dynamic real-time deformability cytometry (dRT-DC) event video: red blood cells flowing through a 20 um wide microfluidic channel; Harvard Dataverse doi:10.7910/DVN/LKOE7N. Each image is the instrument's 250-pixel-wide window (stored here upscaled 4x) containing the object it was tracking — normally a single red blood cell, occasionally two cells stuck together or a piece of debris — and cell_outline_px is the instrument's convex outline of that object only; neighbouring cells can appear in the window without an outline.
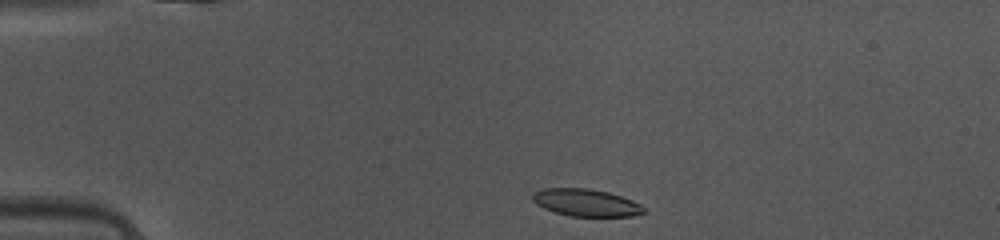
{"species": "common noctule bat (a hibernating species)", "species_latin": "Nyctalus noctula", "temperature_condition": "warm", "stored_images_in_passage": 39, "camera_frame_rate_fps": 3000, "um_per_image_px": 0.085, "animal": {"sex": "female", "body_mass_g": 10.0, "forearm_length_mm": 53.1}, "frame": {"image": 1, "passage_image": 1, "time_ms": 0.0, "image_size_px": [1000, 240], "cell_outline_px": [[644, 212], [632, 216], [572, 216], [556, 212], [544, 208], [536, 204], [532, 200], [532, 192], [544, 188], [588, 188], [608, 192], [632, 200], [640, 204], [644, 208]], "centroid_in_image_um": [49.78, 17.21], "position_along_channel_um": 35.2, "area_um2": 17.57}}
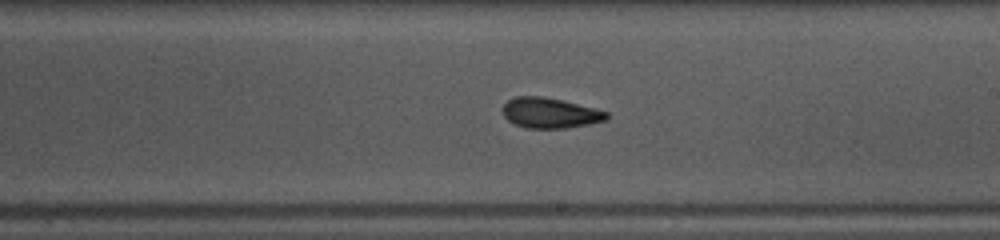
{"frame": {"image": 2, "passage_image": 19, "time_ms": 6.0, "image_size_px": [1000, 240], "cell_outline_px": [[608, 120], [568, 128], [524, 128], [512, 124], [504, 116], [504, 104], [512, 96], [544, 96], [608, 112]], "centroid_in_image_um": [46.72, 9.61], "position_along_channel_um": 242.3, "area_um2": 18.32}}
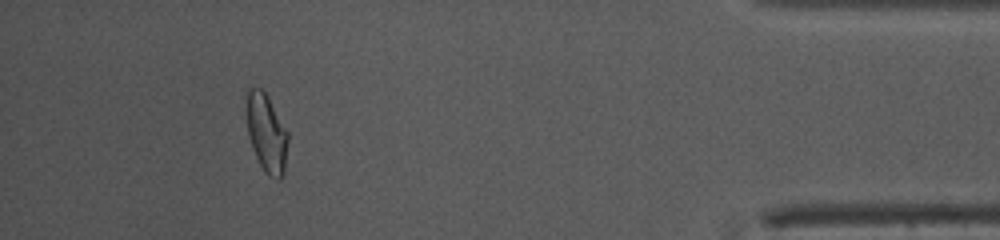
{"frame": {"image": 3, "passage_image": 35, "time_ms": 11.333, "image_size_px": [1000, 240], "cell_outline_px": [[288, 140], [284, 172], [280, 180], [276, 180], [268, 176], [264, 172], [252, 148], [248, 136], [244, 96], [248, 88], [260, 88], [268, 96], [288, 132]], "centroid_in_image_um": [22.62, 11.29], "position_along_channel_um": 412.6, "area_um2": 19.36}, "authors_computed_cell_mechanics": {"area_um2": 18.5538, "velocity_mm_per_s": 4.1452, "shape_relaxation_time_tau1_ms": 3.2326, "shape_relaxation_time_tau2_ms": 1.7088, "deformation_change_tau1": 0.1376, "deformation_change_tau2": 0.0913}}